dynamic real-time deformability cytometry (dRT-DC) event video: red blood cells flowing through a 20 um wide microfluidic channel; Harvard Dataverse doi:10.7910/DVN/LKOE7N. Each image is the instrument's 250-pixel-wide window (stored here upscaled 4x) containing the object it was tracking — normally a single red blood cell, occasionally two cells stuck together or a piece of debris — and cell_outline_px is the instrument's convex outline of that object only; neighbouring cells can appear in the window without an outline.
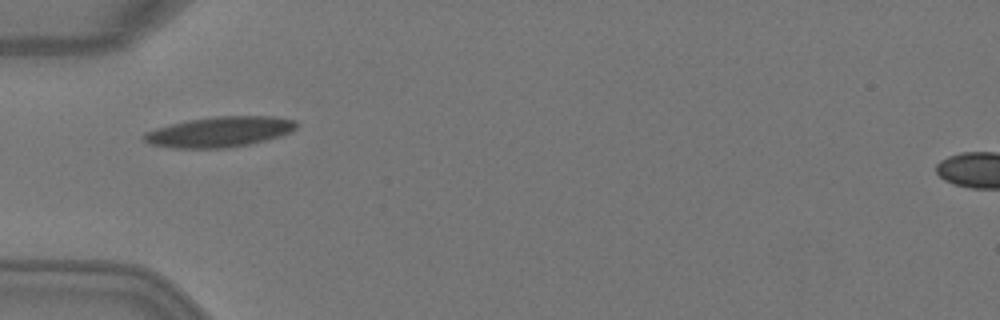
{"species": "Egyptian fruit bat (a non-hibernating species)", "species_latin": "Rousettus aegyptiacus", "temperature_condition": "warm", "stored_images_in_passage": 3, "camera_frame_rate_fps": 3000, "um_per_image_px": 0.085, "animal": {"sex": "female"}, "frame": {"image": 1, "passage_image": 2, "time_ms": 0.333, "image_size_px": [1000, 320], "cell_outline_px": [[300, 124], [292, 132], [280, 136], [248, 144], [224, 148], [172, 148], [148, 144], [140, 136], [144, 132], [156, 128], [188, 120], [216, 116], [276, 116], [296, 120]], "centroid_in_image_um": [18.67, 11.2], "position_along_channel_um": 66.3, "area_um2": 27.17}}
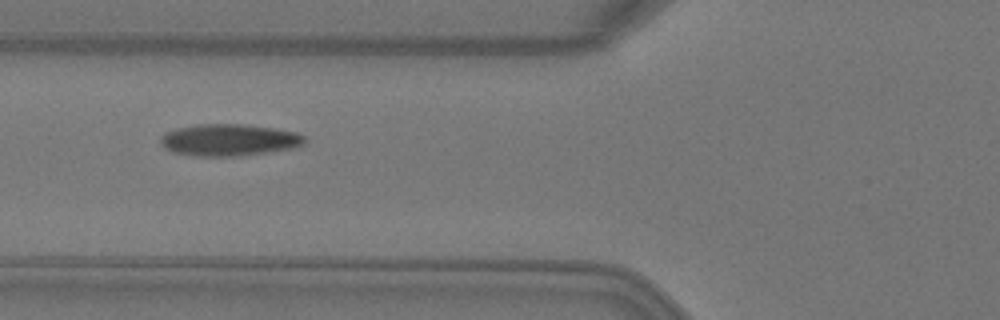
{"frame": {"image": 2, "passage_image": 3, "time_ms": 0.667, "image_size_px": [1000, 320], "cell_outline_px": [[304, 144], [292, 148], [264, 152], [232, 156], [196, 156], [172, 152], [164, 148], [160, 140], [160, 136], [164, 132], [176, 128], [196, 124], [244, 124], [276, 128], [296, 132], [304, 136]], "centroid_in_image_um": [19.41, 11.88], "position_along_channel_um": 106.4, "area_um2": 26.7}}